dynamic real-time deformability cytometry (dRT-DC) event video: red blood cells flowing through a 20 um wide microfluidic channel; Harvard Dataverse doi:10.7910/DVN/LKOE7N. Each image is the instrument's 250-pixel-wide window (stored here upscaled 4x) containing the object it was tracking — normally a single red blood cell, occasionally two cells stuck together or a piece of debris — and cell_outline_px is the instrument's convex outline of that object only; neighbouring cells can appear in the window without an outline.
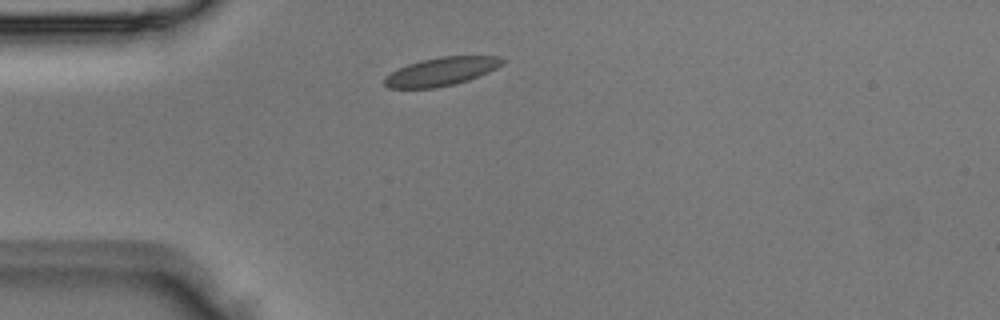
{"species": "Egyptian fruit bat (a non-hibernating species)", "species_latin": "Rousettus aegyptiacus", "temperature_condition": "room temperature", "stored_images_in_passage": 2, "camera_frame_rate_fps": 3000, "um_per_image_px": 0.085, "animal": {"sex": "male"}, "frame": {"image": 1, "passage_image": 2, "time_ms": 0.333, "image_size_px": [1000, 320], "cell_outline_px": [[504, 60], [496, 68], [488, 72], [468, 80], [436, 88], [388, 88], [384, 84], [384, 76], [408, 64], [420, 60], [440, 56], [500, 56]], "centroid_in_image_um": [37.48, 6.08], "position_along_channel_um": 47.5, "area_um2": 19.31}}